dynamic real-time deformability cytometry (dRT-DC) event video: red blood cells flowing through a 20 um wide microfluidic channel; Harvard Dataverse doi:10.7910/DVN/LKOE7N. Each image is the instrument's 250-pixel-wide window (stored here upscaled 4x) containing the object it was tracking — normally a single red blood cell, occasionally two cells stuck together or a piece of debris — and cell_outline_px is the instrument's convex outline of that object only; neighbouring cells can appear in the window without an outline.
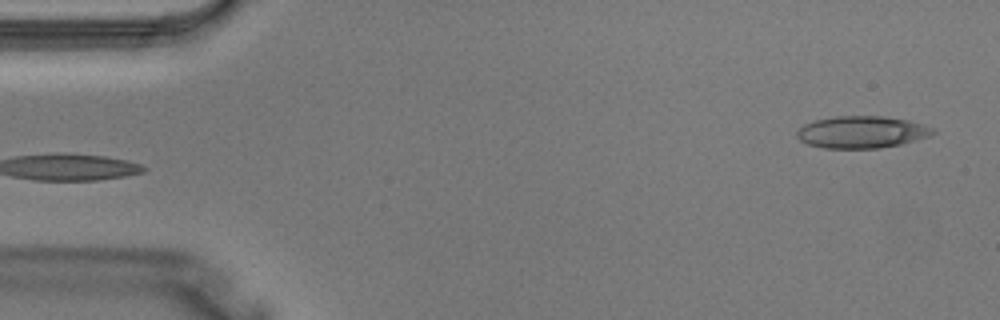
{"species": "Egyptian fruit bat (a non-hibernating species)", "species_latin": "Rousettus aegyptiacus", "temperature_condition": "warm", "stored_images_in_passage": 3, "camera_frame_rate_fps": 3000, "um_per_image_px": 0.085, "animal": {"sex": "male"}, "frame": {"image": 1, "passage_image": 3, "time_ms": 0.667, "image_size_px": [1000, 320], "cell_outline_px": [[936, 132], [928, 136], [900, 144], [880, 148], [824, 148], [808, 144], [800, 140], [796, 136], [796, 132], [804, 124], [812, 120], [832, 116], [884, 116], [908, 120], [924, 124], [932, 128]], "centroid_in_image_um": [73.21, 11.21], "position_along_channel_um": 11.8, "area_um2": 25.43}}